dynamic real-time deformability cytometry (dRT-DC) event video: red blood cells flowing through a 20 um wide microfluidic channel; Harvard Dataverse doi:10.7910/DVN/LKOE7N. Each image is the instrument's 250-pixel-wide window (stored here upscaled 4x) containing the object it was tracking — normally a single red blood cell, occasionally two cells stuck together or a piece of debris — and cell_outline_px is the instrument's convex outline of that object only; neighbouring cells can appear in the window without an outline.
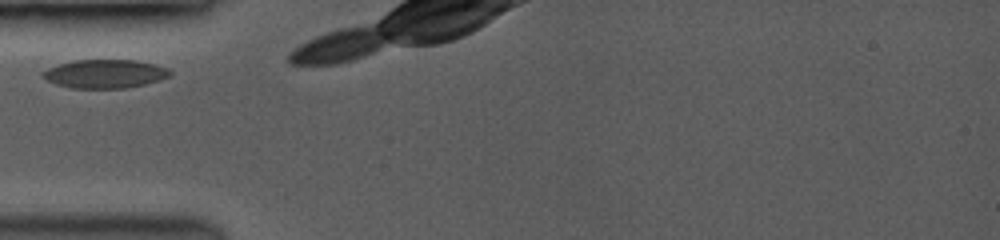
{"species": "common noctule bat (a hibernating species)", "species_latin": "Nyctalus noctula", "temperature_condition": "room temperature", "stored_images_in_passage": 3, "camera_frame_rate_fps": 3500, "um_per_image_px": 0.085, "animal": {"sex": "female", "body_mass_g": 19.0, "forearm_length_mm": 53.3}, "frame": {"image": 1, "passage_image": 2, "time_ms": 0.571, "image_size_px": [1000, 240], "cell_outline_px": [[172, 76], [160, 80], [144, 84], [124, 88], [72, 88], [56, 84], [40, 76], [40, 72], [48, 68], [60, 64], [76, 60], [136, 60], [156, 64], [168, 68], [172, 72]], "centroid_in_image_um": [8.94, 6.27], "position_along_channel_um": 76.1, "area_um2": 21.27}}